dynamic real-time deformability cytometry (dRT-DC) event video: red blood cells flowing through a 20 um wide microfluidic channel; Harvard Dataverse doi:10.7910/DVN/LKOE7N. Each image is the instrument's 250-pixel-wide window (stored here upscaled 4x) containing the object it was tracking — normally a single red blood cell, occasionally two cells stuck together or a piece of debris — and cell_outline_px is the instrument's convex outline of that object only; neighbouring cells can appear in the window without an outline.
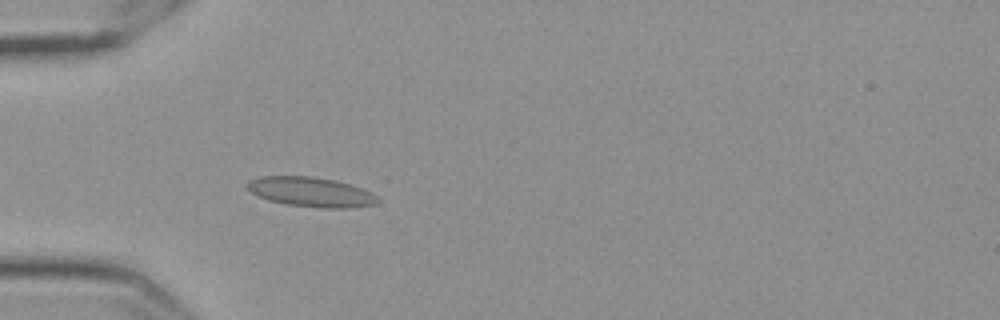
{"species": "Egyptian fruit bat (a non-hibernating species)", "species_latin": "Rousettus aegyptiacus", "temperature_condition": "cold", "stored_images_in_passage": 58, "camera_frame_rate_fps": 3000, "um_per_image_px": 0.085, "frame": {"image": 1, "passage_image": 18, "time_ms": 5.667, "image_size_px": [1000, 320], "cell_outline_px": [[380, 200], [376, 204], [352, 208], [320, 208], [288, 204], [268, 200], [252, 192], [248, 188], [248, 184], [252, 180], [260, 176], [312, 176], [336, 180], [352, 184], [372, 192], [380, 196]], "centroid_in_image_um": [26.54, 16.32], "position_along_channel_um": 58.5, "area_um2": 22.66}}
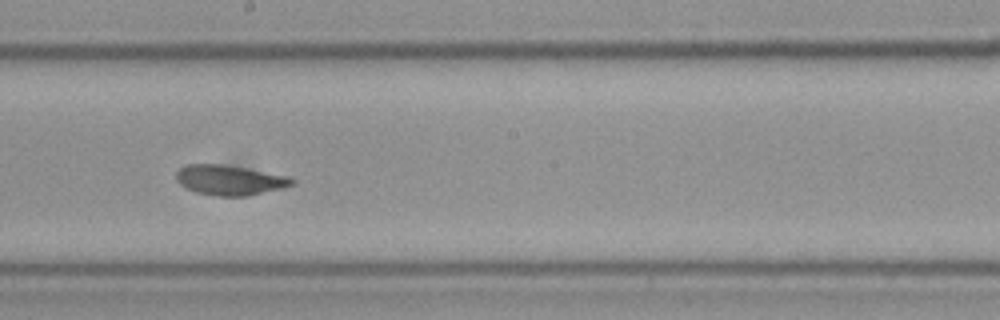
{"frame": {"image": 2, "passage_image": 33, "time_ms": 10.667, "image_size_px": [1000, 320], "cell_outline_px": [[296, 180], [292, 184], [284, 188], [244, 196], [216, 196], [196, 192], [180, 184], [176, 180], [176, 172], [180, 168], [188, 164], [220, 164], [244, 168], [288, 176]], "centroid_in_image_um": [19.51, 15.31], "position_along_channel_um": 228.7, "area_um2": 20.0}}
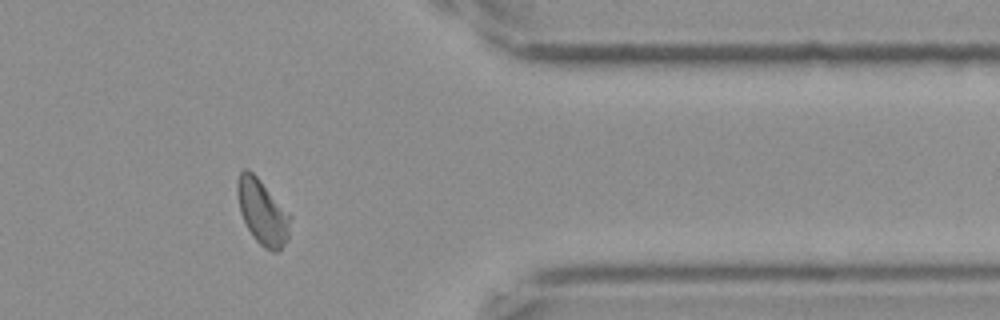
{"frame": {"image": 3, "passage_image": 48, "time_ms": 15.667, "image_size_px": [1000, 320], "cell_outline_px": [[292, 216], [288, 236], [280, 248], [276, 252], [272, 252], [264, 248], [252, 236], [240, 212], [236, 192], [236, 180], [240, 172], [244, 168], [248, 168], [260, 180]], "centroid_in_image_um": [22.28, 18.0], "position_along_channel_um": 389.1, "area_um2": 20.0}, "authors_computed_cell_mechanics": {"area_um2": 20.1144, "velocity_mm_per_s": 3.512, "shape_relaxation_time_tau1_ms": null, "shape_relaxation_time_tau2_ms": 0.602, "deformation_change_tau1": null, "deformation_change_tau2": 0.0533}}